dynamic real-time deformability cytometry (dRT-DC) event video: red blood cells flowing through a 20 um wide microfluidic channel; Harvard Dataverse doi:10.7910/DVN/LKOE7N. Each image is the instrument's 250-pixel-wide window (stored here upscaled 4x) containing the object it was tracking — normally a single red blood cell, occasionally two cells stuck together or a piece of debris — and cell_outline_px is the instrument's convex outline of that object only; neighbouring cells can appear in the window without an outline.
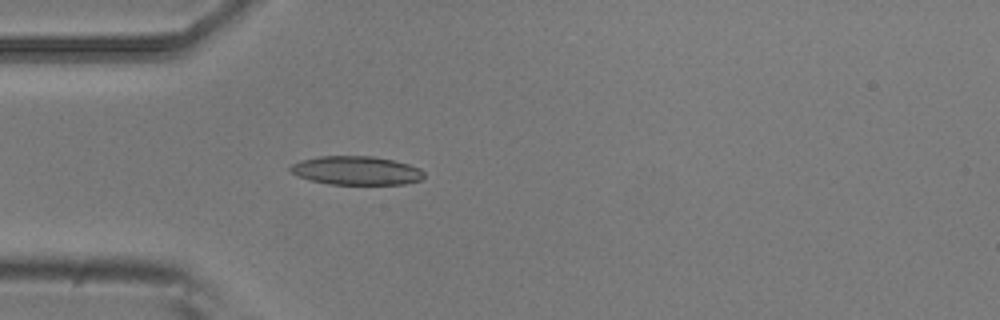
{"species": "common noctule bat (a hibernating species)", "species_latin": "Nyctalus noctula", "temperature_condition": "room temperature", "stored_images_in_passage": 4, "camera_frame_rate_fps": 3000, "um_per_image_px": 0.085, "animal": {"sex": "male", "body_mass_g": 20.5, "forearm_length_mm": 52.5}, "frame": {"image": 1, "passage_image": 4, "time_ms": 1.0, "image_size_px": [1000, 320], "cell_outline_px": [[424, 176], [420, 180], [404, 184], [328, 184], [308, 180], [292, 172], [288, 168], [292, 164], [300, 160], [320, 156], [372, 156], [392, 160], [408, 164], [420, 168], [424, 172]], "centroid_in_image_um": [30.28, 14.49], "position_along_channel_um": 54.7, "area_um2": 22.31}}